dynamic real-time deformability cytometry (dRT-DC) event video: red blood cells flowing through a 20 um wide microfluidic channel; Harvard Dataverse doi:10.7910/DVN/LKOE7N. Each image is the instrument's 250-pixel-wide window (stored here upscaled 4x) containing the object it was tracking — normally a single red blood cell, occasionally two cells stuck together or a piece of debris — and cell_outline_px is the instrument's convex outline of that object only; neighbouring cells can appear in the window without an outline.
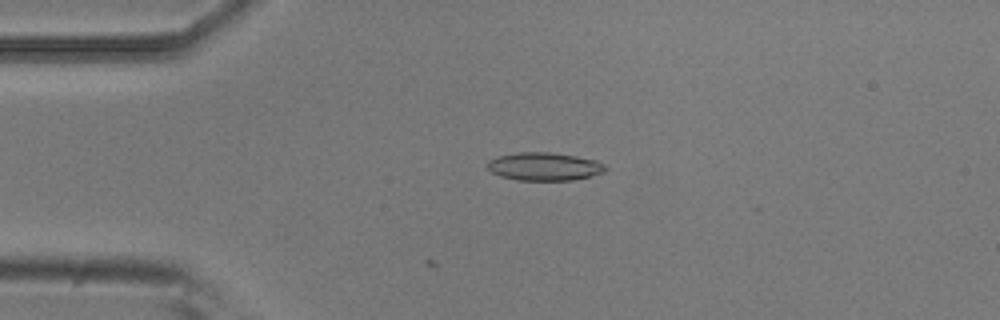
{"species": "common noctule bat (a hibernating species)", "species_latin": "Nyctalus noctula", "temperature_condition": "room temperature", "stored_images_in_passage": 5, "camera_frame_rate_fps": 3000, "um_per_image_px": 0.085, "animal": {"sex": "male", "body_mass_g": 20.5, "forearm_length_mm": 52.5}, "frame": {"image": 1, "passage_image": 4, "time_ms": 1.0, "image_size_px": [1000, 320], "cell_outline_px": [[608, 168], [604, 172], [592, 176], [572, 180], [516, 180], [500, 176], [492, 172], [488, 168], [488, 160], [496, 156], [516, 152], [548, 152], [576, 156], [596, 160], [604, 164]], "centroid_in_image_um": [46.27, 14.15], "position_along_channel_um": 38.7, "area_um2": 19.42}}